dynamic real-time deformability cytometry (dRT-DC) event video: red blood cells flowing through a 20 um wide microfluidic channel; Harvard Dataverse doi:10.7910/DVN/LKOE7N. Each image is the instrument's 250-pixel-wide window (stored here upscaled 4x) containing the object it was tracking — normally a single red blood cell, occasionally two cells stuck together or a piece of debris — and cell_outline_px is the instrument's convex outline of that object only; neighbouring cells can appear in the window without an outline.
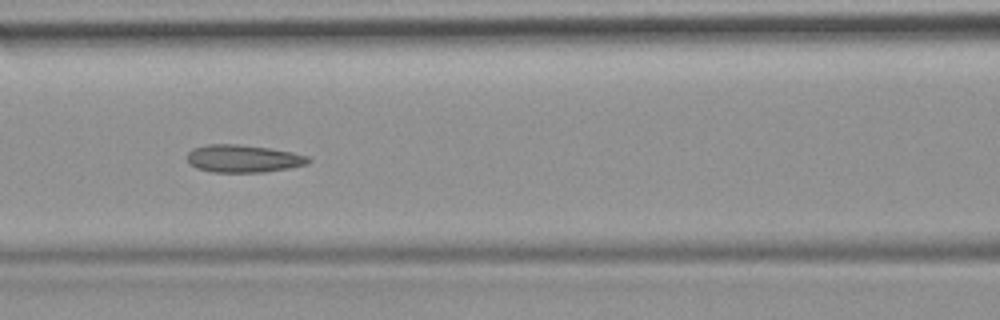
{"species": "common noctule bat (a hibernating species)", "species_latin": "Nyctalus noctula", "temperature_condition": "room temperature", "stored_images_in_passage": 14, "camera_frame_rate_fps": 3000, "um_per_image_px": 0.085, "animal": {"sex": "female", "body_mass_g": 19.9}, "frame": {"image": 1, "passage_image": 12, "time_ms": 3.667, "image_size_px": [1000, 320], "cell_outline_px": [[312, 160], [308, 164], [288, 168], [264, 172], [212, 172], [196, 168], [188, 164], [188, 152], [192, 148], [208, 144], [240, 144], [268, 148], [292, 152], [308, 156]], "centroid_in_image_um": [20.66, 13.48], "position_along_channel_um": 145.9, "area_um2": 19.59}}